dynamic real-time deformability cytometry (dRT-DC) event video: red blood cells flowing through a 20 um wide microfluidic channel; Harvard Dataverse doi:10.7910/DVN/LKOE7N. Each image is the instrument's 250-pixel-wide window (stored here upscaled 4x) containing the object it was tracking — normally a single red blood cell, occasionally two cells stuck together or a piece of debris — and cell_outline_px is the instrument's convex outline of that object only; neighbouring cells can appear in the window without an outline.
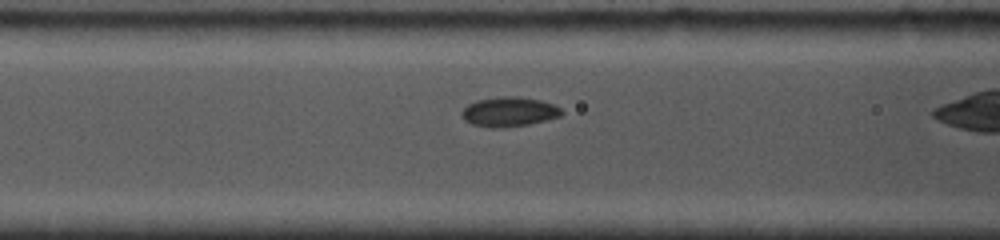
{"species": "common noctule bat (a hibernating species)", "species_latin": "Nyctalus noctula", "temperature_condition": "cold", "stored_images_in_passage": 35, "camera_frame_rate_fps": 5000, "um_per_image_px": 0.085, "animal": {"sex": "female", "body_mass_g": 19.0, "forearm_length_mm": 53.3}, "frame": {"image": 1, "passage_image": 8, "time_ms": 2.6, "image_size_px": [1000, 240], "cell_outline_px": [[564, 112], [560, 116], [528, 124], [500, 128], [488, 128], [472, 124], [464, 120], [460, 112], [468, 104], [476, 100], [504, 96], [516, 96], [540, 100], [552, 104], [560, 108]], "centroid_in_image_um": [43.23, 9.5], "position_along_channel_um": 123.4, "area_um2": 17.17}}
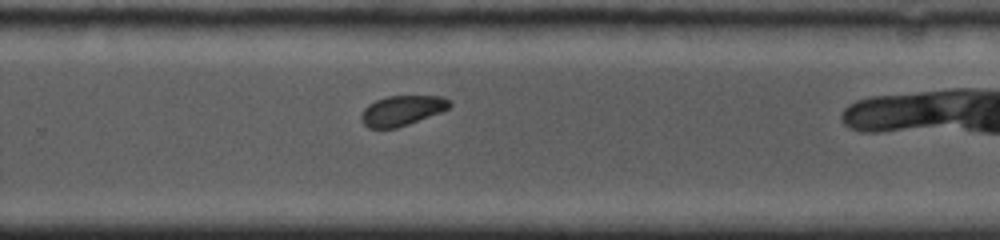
{"frame": {"image": 2, "passage_image": 17, "time_ms": 7.2, "image_size_px": [1000, 240], "cell_outline_px": [[452, 104], [448, 108], [440, 112], [408, 124], [396, 128], [368, 128], [360, 120], [360, 116], [364, 108], [368, 104], [376, 100], [388, 96], [444, 96]], "centroid_in_image_um": [34.13, 9.39], "position_along_channel_um": 295.7, "area_um2": 15.37}}
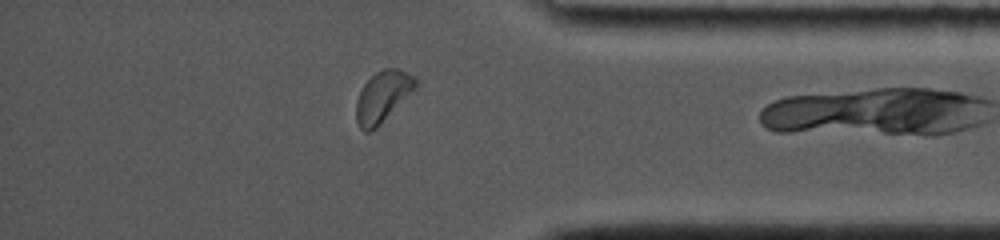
{"frame": {"image": 3, "passage_image": 31, "time_ms": 10.2, "image_size_px": [1000, 240], "cell_outline_px": [[416, 88], [372, 132], [364, 132], [360, 128], [356, 120], [356, 100], [364, 84], [376, 72], [384, 68], [396, 68], [412, 76], [416, 80]], "centroid_in_image_um": [32.49, 8.23], "position_along_channel_um": 402.7, "area_um2": 17.34}}